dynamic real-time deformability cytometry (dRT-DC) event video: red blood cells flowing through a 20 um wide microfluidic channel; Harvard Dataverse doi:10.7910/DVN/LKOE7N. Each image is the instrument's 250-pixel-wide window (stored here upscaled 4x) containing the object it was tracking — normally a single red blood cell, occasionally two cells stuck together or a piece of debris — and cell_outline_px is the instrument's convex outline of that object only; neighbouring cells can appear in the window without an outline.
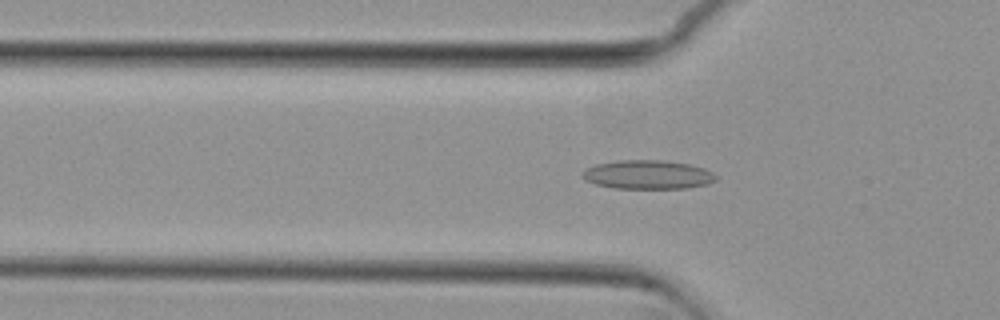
{"species": "common noctule bat (a hibernating species)", "species_latin": "Nyctalus noctula", "temperature_condition": "cold", "stored_images_in_passage": 53, "camera_frame_rate_fps": 3000, "um_per_image_px": 0.085, "animal": {"sex": "female", "body_mass_g": 29.2, "forearm_length_mm": 56.3}, "frame": {"image": 1, "passage_image": 16, "time_ms": 5.0, "image_size_px": [1000, 320], "cell_outline_px": [[716, 180], [708, 184], [688, 188], [616, 188], [596, 184], [584, 180], [584, 172], [588, 168], [596, 164], [620, 160], [660, 160], [688, 164], [704, 168], [712, 172], [716, 176]], "centroid_in_image_um": [55.1, 14.85], "position_along_channel_um": 70.7, "area_um2": 22.2}}
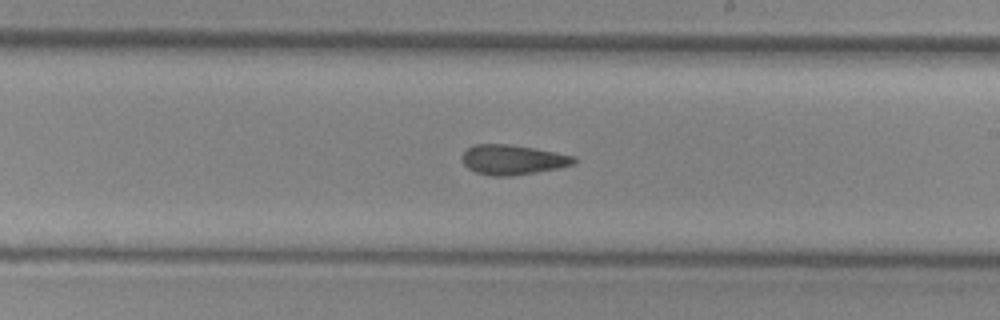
{"frame": {"image": 2, "passage_image": 30, "time_ms": 9.667, "image_size_px": [1000, 320], "cell_outline_px": [[576, 164], [560, 168], [536, 172], [508, 176], [488, 176], [476, 172], [468, 168], [460, 160], [460, 156], [472, 144], [508, 144], [556, 152], [576, 156]], "centroid_in_image_um": [43.57, 13.58], "position_along_channel_um": 245.4, "area_um2": 19.65}}
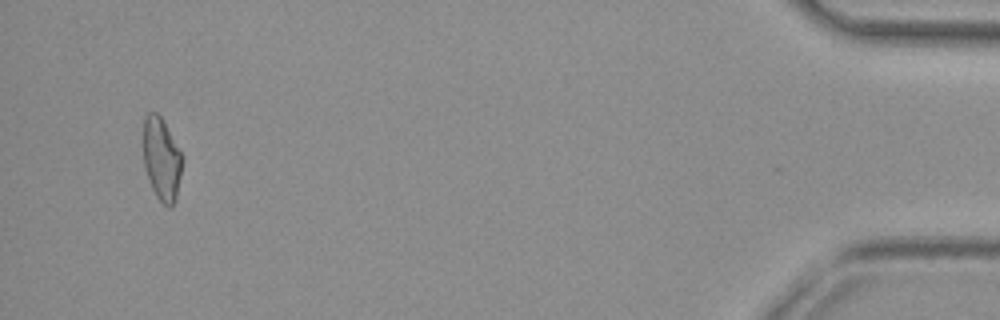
{"frame": {"image": 3, "passage_image": 51, "time_ms": 16.667, "image_size_px": [1000, 320], "cell_outline_px": [[184, 160], [176, 200], [168, 208], [156, 196], [152, 188], [144, 164], [144, 116], [148, 112], [156, 112], [160, 116], [184, 156]], "centroid_in_image_um": [13.77, 13.52], "position_along_channel_um": 421.4, "area_um2": 18.79}, "authors_computed_cell_mechanics": {"area_um2": 19.941, "velocity_mm_per_s": 3.7271, "shape_relaxation_time_tau1_ms": null, "shape_relaxation_time_tau2_ms": 4.0447, "deformation_change_tau1": null, "deformation_change_tau2": 0.1222}}